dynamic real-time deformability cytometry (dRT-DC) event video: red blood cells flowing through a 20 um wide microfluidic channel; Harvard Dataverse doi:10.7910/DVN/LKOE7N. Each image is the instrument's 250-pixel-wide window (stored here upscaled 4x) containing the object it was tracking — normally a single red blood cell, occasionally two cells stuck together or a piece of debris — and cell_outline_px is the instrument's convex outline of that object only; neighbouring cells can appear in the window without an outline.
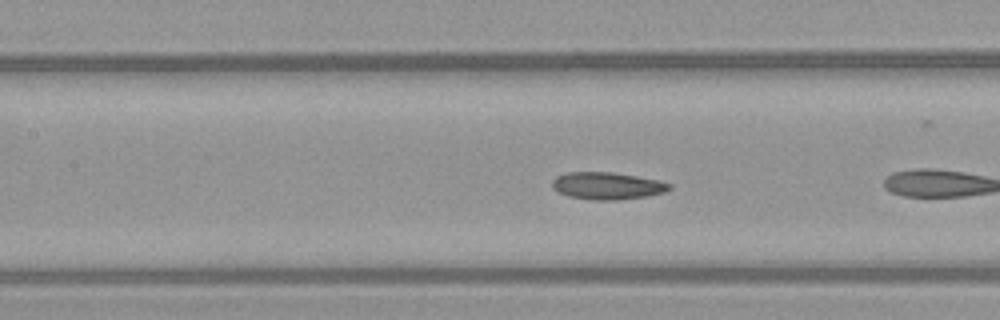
{"species": "common noctule bat (a hibernating species)", "species_latin": "Nyctalus noctula", "temperature_condition": "warm", "stored_images_in_passage": 8, "camera_frame_rate_fps": 3000, "um_per_image_px": 0.085, "animal": {"sex": "female", "body_mass_g": 21.9}, "frame": {"image": 1, "passage_image": 6, "time_ms": 1.667, "image_size_px": [1000, 320], "cell_outline_px": [[672, 188], [664, 192], [648, 196], [616, 200], [592, 200], [568, 196], [556, 192], [552, 188], [552, 180], [556, 176], [568, 172], [612, 172], [636, 176], [656, 180], [672, 184]], "centroid_in_image_um": [51.58, 15.8], "position_along_channel_um": 155.8, "area_um2": 18.67}}